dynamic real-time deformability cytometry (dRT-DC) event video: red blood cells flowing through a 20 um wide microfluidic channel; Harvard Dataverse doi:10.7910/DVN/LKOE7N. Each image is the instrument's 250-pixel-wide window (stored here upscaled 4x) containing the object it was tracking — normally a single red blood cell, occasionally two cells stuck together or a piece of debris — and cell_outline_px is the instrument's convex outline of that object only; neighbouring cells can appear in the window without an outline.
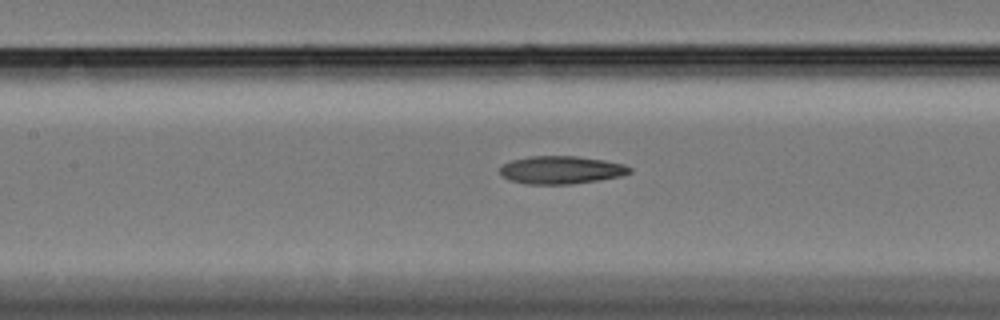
{"species": "Egyptian fruit bat (a non-hibernating species)", "species_latin": "Rousettus aegyptiacus", "temperature_condition": "cold", "stored_images_in_passage": 59, "camera_frame_rate_fps": 3000, "um_per_image_px": 0.085, "animal": {"sex": "female"}, "frame": {"image": 1, "passage_image": 27, "time_ms": 8.667, "image_size_px": [1000, 320], "cell_outline_px": [[632, 172], [620, 176], [572, 184], [528, 184], [508, 180], [500, 172], [500, 168], [504, 164], [512, 160], [528, 156], [576, 156], [604, 160], [624, 164], [632, 168]], "centroid_in_image_um": [47.7, 14.44], "position_along_channel_um": 159.7, "area_um2": 20.98}}
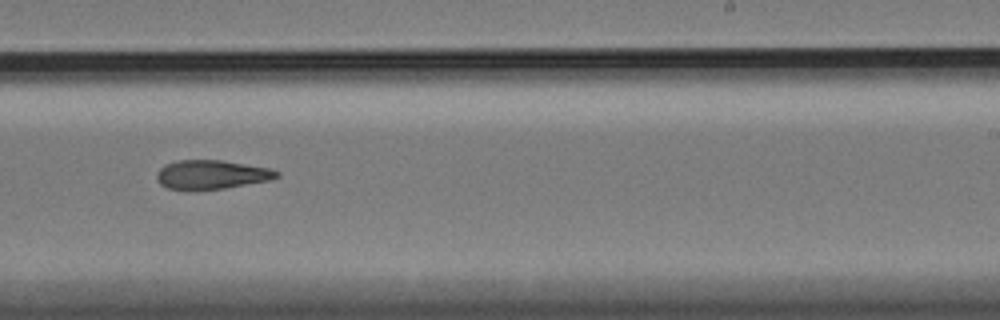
{"frame": {"image": 2, "passage_image": 37, "time_ms": 12.0, "image_size_px": [1000, 320], "cell_outline_px": [[280, 176], [268, 180], [224, 188], [168, 188], [160, 184], [156, 176], [156, 172], [164, 164], [176, 160], [220, 160], [272, 168], [280, 172]], "centroid_in_image_um": [17.99, 14.8], "position_along_channel_um": 271.0, "area_um2": 19.88}}
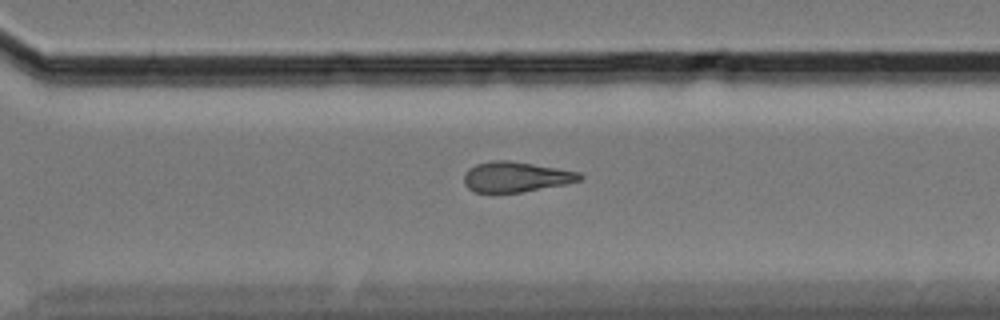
{"frame": {"image": 3, "passage_image": 42, "time_ms": 13.667, "image_size_px": [1000, 320], "cell_outline_px": [[584, 176], [580, 180], [564, 184], [520, 192], [476, 192], [468, 188], [464, 184], [464, 176], [468, 168], [476, 164], [492, 160], [508, 160], [580, 172]], "centroid_in_image_um": [43.82, 15.02], "position_along_channel_um": 326.8, "area_um2": 20.17}}